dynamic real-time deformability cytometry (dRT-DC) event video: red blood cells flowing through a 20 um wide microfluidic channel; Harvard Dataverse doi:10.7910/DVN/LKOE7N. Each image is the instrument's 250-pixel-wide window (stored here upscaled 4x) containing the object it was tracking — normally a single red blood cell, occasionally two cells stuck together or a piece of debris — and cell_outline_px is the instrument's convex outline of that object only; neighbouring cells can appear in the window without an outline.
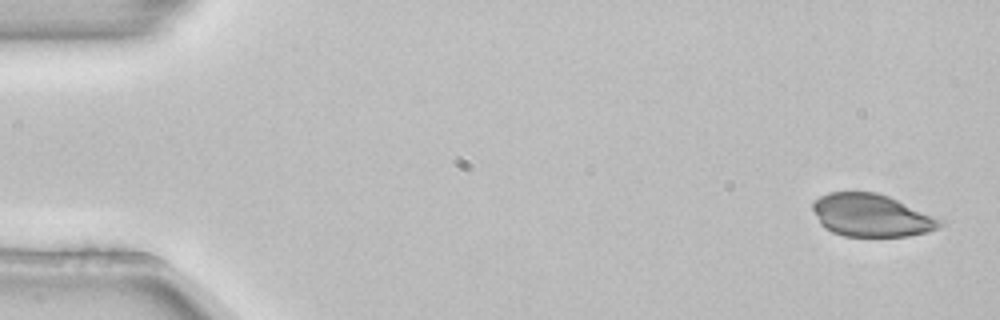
{"species": "common noctule bat (a hibernating species)", "species_latin": "Nyctalus noctula", "temperature_condition": "room temperature", "stored_images_in_passage": 4, "camera_frame_rate_fps": 3000, "um_per_image_px": 0.085, "animal": {"sex": "female", "body_mass_g": 22.7, "forearm_length_mm": 54.2}, "frame": {"image": 1, "passage_image": 1, "time_ms": 0.0, "image_size_px": [1000, 320], "cell_outline_px": [[944, 224], [928, 232], [908, 236], [844, 236], [832, 232], [824, 228], [820, 224], [812, 208], [812, 204], [820, 196], [828, 192], [876, 192], [888, 196], [944, 220]], "centroid_in_image_um": [74.06, 18.31], "position_along_channel_um": 10.9, "area_um2": 31.56}}
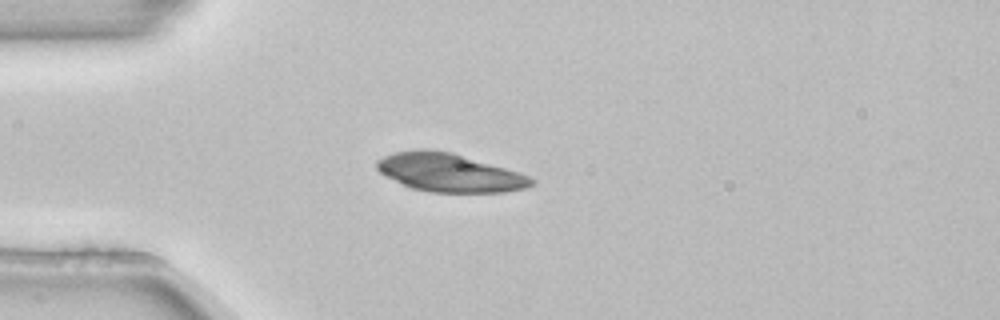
{"frame": {"image": 2, "passage_image": 4, "time_ms": 1.0, "image_size_px": [1000, 320], "cell_outline_px": [[536, 184], [524, 188], [504, 192], [428, 192], [412, 188], [384, 176], [376, 168], [376, 160], [384, 156], [396, 152], [416, 148], [428, 148], [452, 152], [504, 168], [528, 176], [536, 180]], "centroid_in_image_um": [38.15, 14.66], "position_along_channel_um": 46.9, "area_um2": 34.51}}